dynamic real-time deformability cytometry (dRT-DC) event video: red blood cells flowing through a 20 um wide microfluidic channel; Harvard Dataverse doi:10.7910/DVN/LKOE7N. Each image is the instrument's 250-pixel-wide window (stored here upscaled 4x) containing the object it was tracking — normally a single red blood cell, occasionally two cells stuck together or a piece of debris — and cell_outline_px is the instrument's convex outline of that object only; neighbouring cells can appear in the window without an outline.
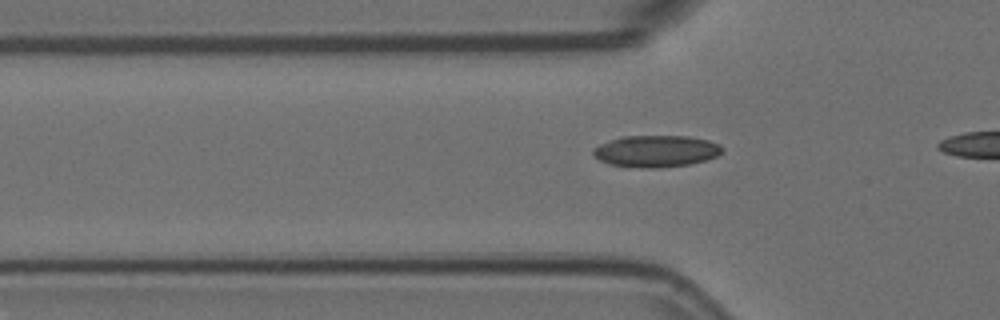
{"species": "Egyptian fruit bat (a non-hibernating species)", "species_latin": "Rousettus aegyptiacus", "temperature_condition": "room temperature", "stored_images_in_passage": 15, "camera_frame_rate_fps": 3000, "um_per_image_px": 0.085, "animal": {"sex": "female"}, "frame": {"image": 1, "passage_image": 9, "time_ms": 2.667, "image_size_px": [1000, 320], "cell_outline_px": [[724, 148], [716, 156], [704, 160], [688, 164], [660, 168], [640, 168], [608, 164], [592, 156], [592, 148], [600, 144], [620, 136], [688, 136], [708, 140], [720, 144]], "centroid_in_image_um": [55.72, 12.85], "position_along_channel_um": 70.1, "area_um2": 23.99}}
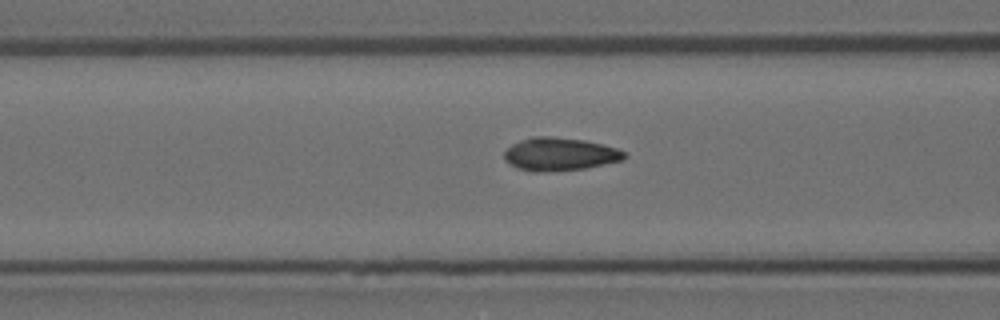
{"frame": {"image": 2, "passage_image": 13, "time_ms": 4.0, "image_size_px": [1000, 320], "cell_outline_px": [[628, 156], [624, 160], [588, 168], [544, 172], [532, 172], [516, 168], [504, 160], [504, 152], [512, 144], [520, 140], [532, 136], [552, 136], [584, 140], [604, 144], [616, 148], [624, 152]], "centroid_in_image_um": [47.58, 13.11], "position_along_channel_um": 119.0, "area_um2": 23.47}}